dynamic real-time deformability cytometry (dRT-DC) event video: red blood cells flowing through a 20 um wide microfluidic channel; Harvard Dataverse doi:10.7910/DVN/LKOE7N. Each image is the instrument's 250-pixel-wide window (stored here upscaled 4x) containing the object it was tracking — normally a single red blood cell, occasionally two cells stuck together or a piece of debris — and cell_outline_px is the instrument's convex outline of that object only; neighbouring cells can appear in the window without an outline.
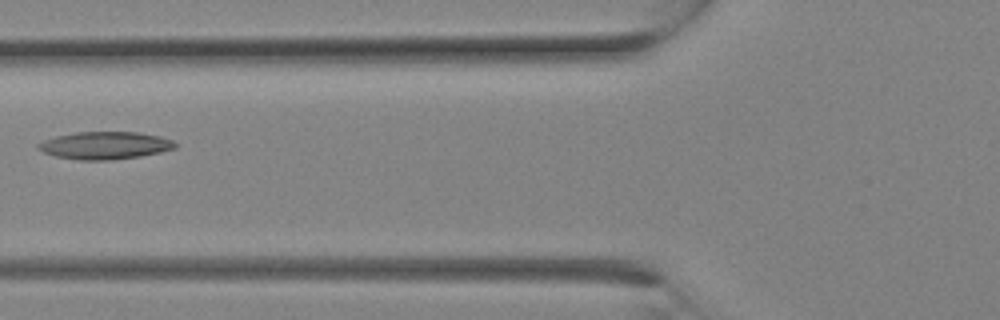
{"species": "Egyptian fruit bat (a non-hibernating species)", "species_latin": "Rousettus aegyptiacus", "temperature_condition": "room temperature", "stored_images_in_passage": 15, "camera_frame_rate_fps": 3000, "um_per_image_px": 0.085, "animal": {"sex": "female"}, "frame": {"image": 1, "passage_image": 11, "time_ms": 3.333, "image_size_px": [1000, 320], "cell_outline_px": [[176, 148], [160, 152], [140, 156], [112, 160], [80, 160], [56, 156], [44, 152], [36, 148], [36, 144], [44, 140], [56, 136], [76, 132], [136, 132], [160, 136], [172, 140], [176, 144]], "centroid_in_image_um": [8.91, 12.36], "position_along_channel_um": 116.9, "area_um2": 21.91}}
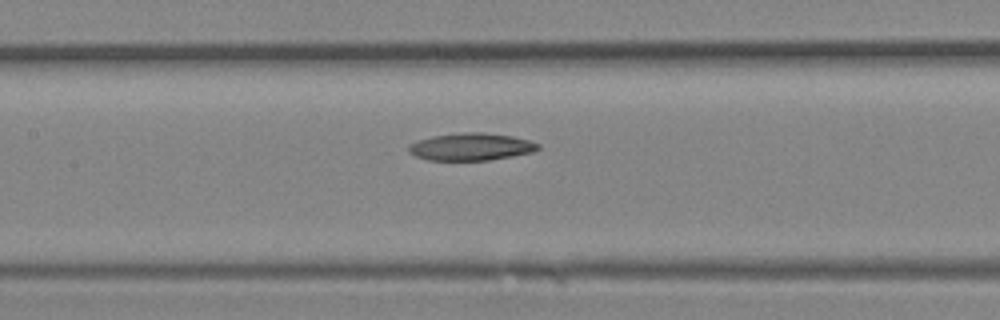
{"frame": {"image": 2, "passage_image": 13, "time_ms": 4.0, "image_size_px": [1000, 320], "cell_outline_px": [[540, 148], [532, 152], [512, 156], [488, 160], [428, 160], [416, 156], [408, 152], [408, 144], [432, 136], [464, 132], [484, 132], [512, 136], [528, 140], [540, 144]], "centroid_in_image_um": [40.03, 12.47], "position_along_channel_um": 167.4, "area_um2": 20.58}}
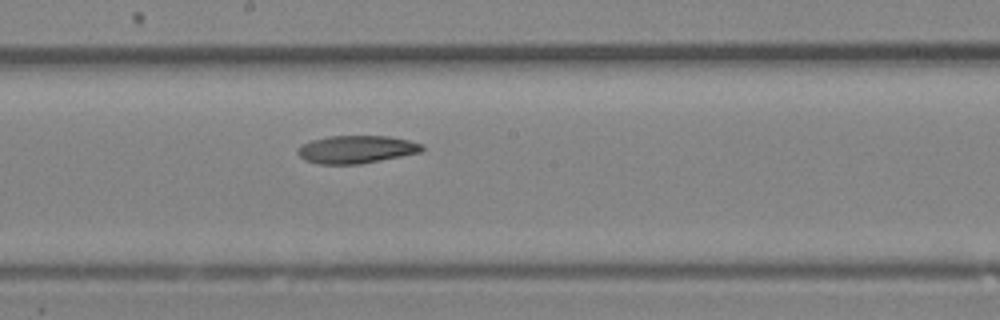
{"frame": {"image": 3, "passage_image": 15, "time_ms": 4.667, "image_size_px": [1000, 320], "cell_outline_px": [[424, 148], [420, 152], [360, 164], [320, 164], [304, 160], [296, 152], [296, 148], [300, 144], [312, 140], [328, 136], [388, 136], [408, 140], [424, 144]], "centroid_in_image_um": [30.24, 12.69], "position_along_channel_um": 218.0, "area_um2": 20.17}}